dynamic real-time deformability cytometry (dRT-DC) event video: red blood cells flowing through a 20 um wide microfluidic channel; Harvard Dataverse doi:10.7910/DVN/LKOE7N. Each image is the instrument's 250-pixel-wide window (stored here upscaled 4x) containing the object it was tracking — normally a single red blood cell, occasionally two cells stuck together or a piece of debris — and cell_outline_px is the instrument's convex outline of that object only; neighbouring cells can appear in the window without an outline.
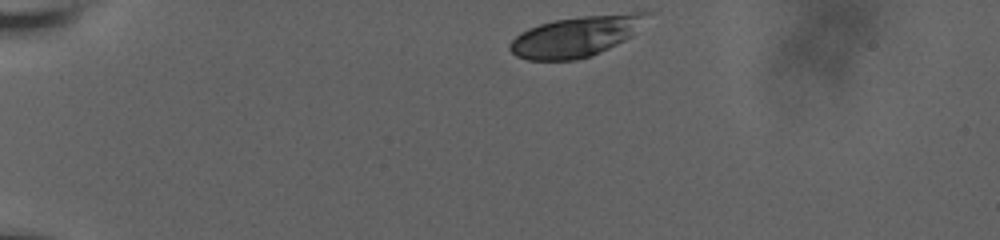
{"species": "human", "species_latin": "Homo sapiens", "temperature_condition": "room temperature", "stored_images_in_passage": 40, "camera_frame_rate_fps": 3000, "um_per_image_px": 0.085, "donor": {"sex": "male"}, "frame": {"image": 1, "passage_image": 1, "time_ms": 0.0, "image_size_px": [1000, 240], "cell_outline_px": [[652, 12], [632, 36], [592, 56], [576, 60], [528, 60], [516, 56], [508, 48], [508, 44], [520, 32], [528, 28], [540, 24], [556, 20], [580, 16], [632, 12]], "centroid_in_image_um": [48.95, 3.09], "position_along_channel_um": 36.1, "area_um2": 32.37}}
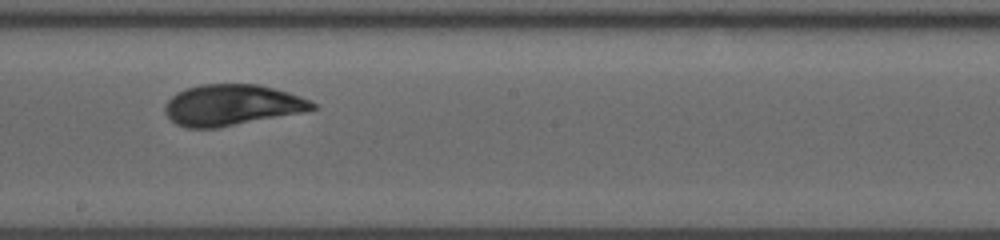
{"frame": {"image": 2, "passage_image": 23, "time_ms": 7.333, "image_size_px": [1000, 240], "cell_outline_px": [[316, 108], [300, 112], [216, 128], [188, 128], [176, 124], [164, 112], [164, 104], [176, 92], [200, 84], [260, 84], [288, 92], [300, 96], [316, 104]], "centroid_in_image_um": [19.66, 8.92], "position_along_channel_um": 228.5, "area_um2": 34.91}}
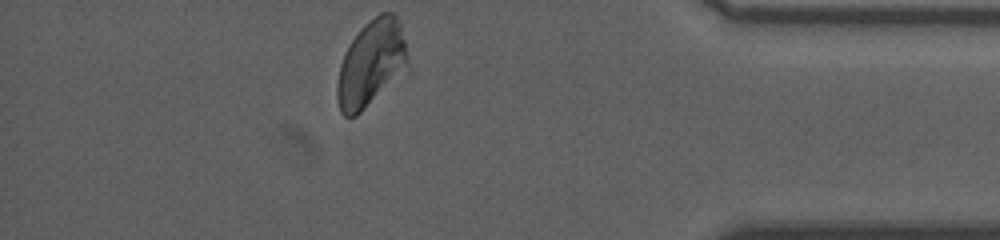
{"frame": {"image": 3, "passage_image": 40, "time_ms": 13.0, "image_size_px": [1000, 240], "cell_outline_px": [[412, 68], [408, 72], [356, 116], [344, 116], [340, 112], [336, 96], [336, 84], [340, 64], [352, 40], [360, 28], [364, 24], [380, 12], [392, 12], [400, 20]], "centroid_in_image_um": [31.62, 5.41], "position_along_channel_um": 403.6, "area_um2": 36.47}, "authors_computed_cell_mechanics": {"area_um2": 34.969, "velocity_mm_per_s": 3.6149, "shape_relaxation_time_tau1_ms": 3.7581, "shape_relaxation_time_tau2_ms": 0.865, "deformation_change_tau1": 0.1267, "deformation_change_tau2": 0.0327}}